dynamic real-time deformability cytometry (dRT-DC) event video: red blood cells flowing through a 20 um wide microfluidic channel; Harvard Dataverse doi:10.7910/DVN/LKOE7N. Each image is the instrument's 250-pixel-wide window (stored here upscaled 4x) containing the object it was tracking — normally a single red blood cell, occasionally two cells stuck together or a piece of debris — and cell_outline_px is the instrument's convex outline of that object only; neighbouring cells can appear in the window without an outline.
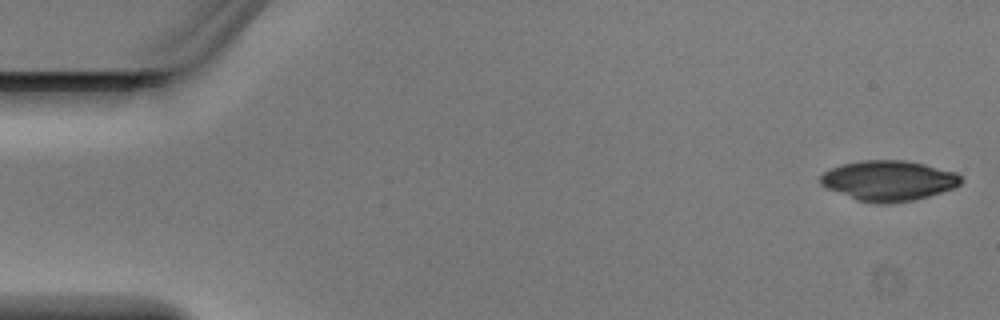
{"species": "Egyptian fruit bat (a non-hibernating species)", "species_latin": "Rousettus aegyptiacus", "temperature_condition": "warm", "stored_images_in_passage": 5, "camera_frame_rate_fps": 3000, "um_per_image_px": 0.085, "animal": {"sex": "male"}, "frame": {"image": 1, "passage_image": 1, "time_ms": 0.0, "image_size_px": [1000, 320], "cell_outline_px": [[964, 180], [960, 184], [952, 188], [928, 196], [912, 200], [888, 204], [876, 204], [856, 200], [824, 188], [820, 184], [820, 176], [824, 172], [840, 164], [860, 160], [904, 160], [924, 164], [956, 172]], "centroid_in_image_um": [75.48, 15.36], "position_along_channel_um": 9.5, "area_um2": 33.18}}